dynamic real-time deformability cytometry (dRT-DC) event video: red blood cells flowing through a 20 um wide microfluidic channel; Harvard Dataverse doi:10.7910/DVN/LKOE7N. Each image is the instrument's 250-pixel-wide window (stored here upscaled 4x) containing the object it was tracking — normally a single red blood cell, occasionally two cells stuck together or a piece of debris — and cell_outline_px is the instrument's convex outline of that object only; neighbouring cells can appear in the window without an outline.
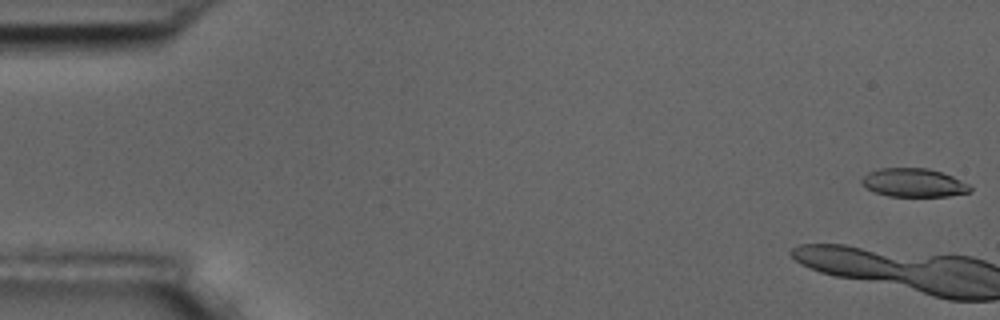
{"species": "common noctule bat (a hibernating species)", "species_latin": "Nyctalus noctula", "temperature_condition": "room temperature", "stored_images_in_passage": 6, "camera_frame_rate_fps": 3000, "um_per_image_px": 0.085, "animal": {"sex": "male", "body_mass_g": 17.5, "forearm_length_mm": 52.3}, "frame": {"image": 1, "passage_image": 1, "time_ms": 0.0, "image_size_px": [1000, 320], "cell_outline_px": [[972, 192], [948, 196], [888, 196], [876, 192], [860, 184], [860, 180], [868, 172], [880, 168], [928, 168], [952, 176], [968, 184], [972, 188]], "centroid_in_image_um": [77.66, 15.53], "position_along_channel_um": 7.3, "area_um2": 17.98}}